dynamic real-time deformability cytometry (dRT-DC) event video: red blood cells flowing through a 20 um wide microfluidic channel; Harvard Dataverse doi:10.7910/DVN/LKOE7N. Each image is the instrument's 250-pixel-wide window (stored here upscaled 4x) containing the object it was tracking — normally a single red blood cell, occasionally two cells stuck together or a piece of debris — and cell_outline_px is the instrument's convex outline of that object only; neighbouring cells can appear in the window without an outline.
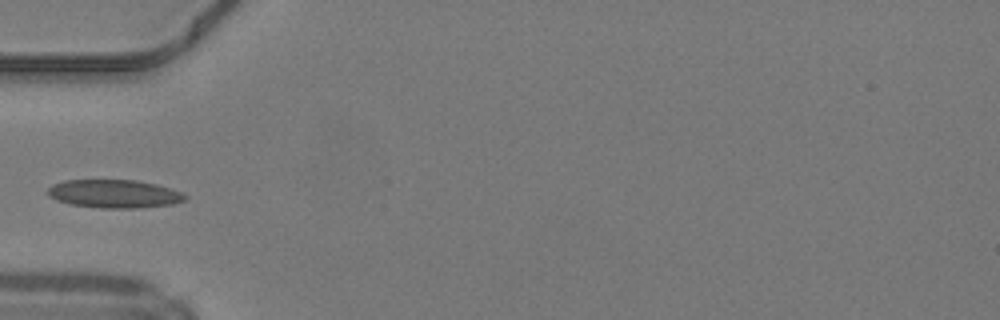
{"species": "common noctule bat (a hibernating species)", "species_latin": "Nyctalus noctula", "temperature_condition": "warm", "stored_images_in_passage": 33, "camera_frame_rate_fps": 3000, "um_per_image_px": 0.085, "animal": {"sex": "male", "body_mass_g": 19.2, "forearm_length_mm": 51.8}, "frame": {"image": 1, "passage_image": 1, "time_ms": 0.0, "image_size_px": [1000, 320], "cell_outline_px": [[188, 196], [184, 200], [172, 204], [140, 208], [100, 208], [68, 204], [56, 200], [48, 196], [48, 188], [52, 184], [64, 180], [136, 180], [156, 184], [180, 192]], "centroid_in_image_um": [9.66, 16.47], "position_along_channel_um": 75.3, "area_um2": 22.66}}
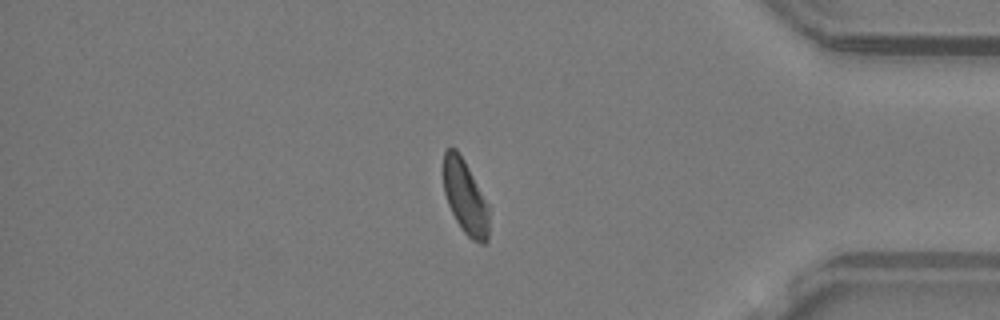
{"frame": {"image": 2, "passage_image": 26, "time_ms": 8.333, "image_size_px": [1000, 320], "cell_outline_px": [[488, 240], [484, 244], [480, 244], [472, 240], [464, 232], [456, 220], [448, 204], [444, 192], [444, 152], [448, 148], [456, 148], [464, 160], [488, 204]], "centroid_in_image_um": [39.55, 16.78], "position_along_channel_um": 395.7, "area_um2": 19.36}}
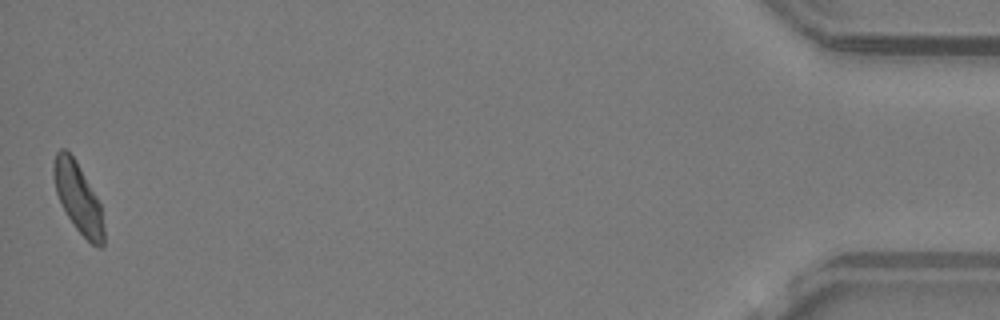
{"frame": {"image": 3, "passage_image": 33, "time_ms": 10.667, "image_size_px": [1000, 320], "cell_outline_px": [[104, 248], [100, 248], [92, 244], [76, 228], [68, 216], [56, 192], [52, 172], [52, 164], [56, 152], [60, 148], [64, 148], [76, 160], [96, 196], [100, 204], [104, 228]], "centroid_in_image_um": [6.64, 16.8], "position_along_channel_um": 428.6, "area_um2": 20.17}}